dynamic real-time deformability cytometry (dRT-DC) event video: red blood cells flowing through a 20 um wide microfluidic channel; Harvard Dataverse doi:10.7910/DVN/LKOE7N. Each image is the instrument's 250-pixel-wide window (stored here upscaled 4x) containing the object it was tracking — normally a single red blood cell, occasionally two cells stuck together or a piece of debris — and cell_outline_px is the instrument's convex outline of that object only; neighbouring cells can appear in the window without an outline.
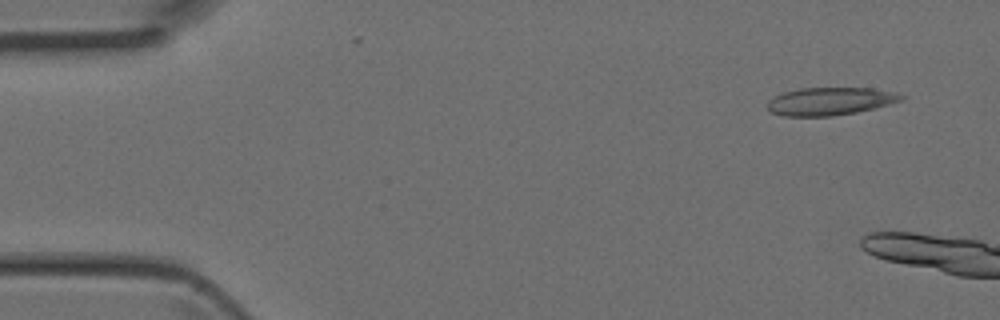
{"species": "Egyptian fruit bat (a non-hibernating species)", "species_latin": "Rousettus aegyptiacus", "temperature_condition": "room temperature", "stored_images_in_passage": 2, "camera_frame_rate_fps": 3000, "um_per_image_px": 0.085, "animal": {"sex": "female"}, "frame": {"image": 1, "passage_image": 1, "time_ms": 0.0, "image_size_px": [1000, 320], "cell_outline_px": [[904, 100], [856, 112], [832, 116], [784, 116], [772, 112], [768, 108], [768, 100], [784, 92], [800, 88], [872, 88], [896, 92], [904, 96]], "centroid_in_image_um": [70.57, 8.6], "position_along_channel_um": 14.4, "area_um2": 21.5}}